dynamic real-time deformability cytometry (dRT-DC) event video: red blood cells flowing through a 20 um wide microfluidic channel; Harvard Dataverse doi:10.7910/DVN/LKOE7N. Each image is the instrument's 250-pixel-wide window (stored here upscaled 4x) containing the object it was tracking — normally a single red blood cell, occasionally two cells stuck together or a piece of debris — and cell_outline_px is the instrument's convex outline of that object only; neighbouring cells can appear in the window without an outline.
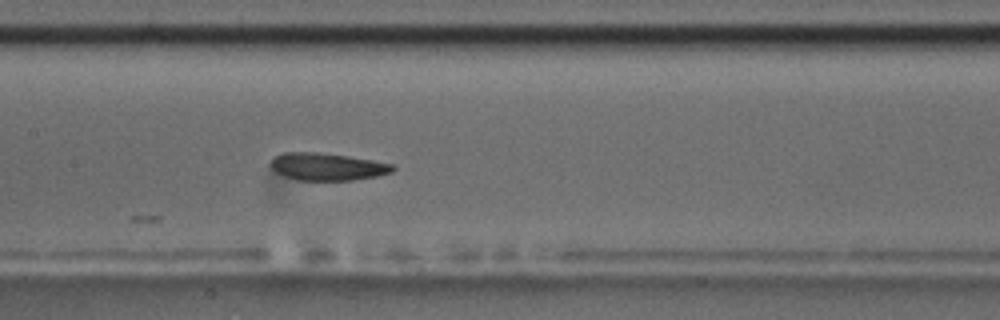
{"species": "common noctule bat (a hibernating species)", "species_latin": "Nyctalus noctula", "temperature_condition": "room temperature", "stored_images_in_passage": 9, "camera_frame_rate_fps": 3000, "um_per_image_px": 0.085, "animal": {"sex": "male", "body_mass_g": 17.5, "forearm_length_mm": 52.3}, "frame": {"image": 1, "passage_image": 9, "time_ms": 9.0, "image_size_px": [1000, 320], "cell_outline_px": [[396, 168], [392, 172], [376, 176], [352, 180], [296, 180], [284, 176], [276, 172], [268, 164], [276, 156], [284, 152], [316, 152], [348, 156], [372, 160], [392, 164]], "centroid_in_image_um": [27.8, 14.17], "position_along_channel_um": 179.6, "area_um2": 19.42}}